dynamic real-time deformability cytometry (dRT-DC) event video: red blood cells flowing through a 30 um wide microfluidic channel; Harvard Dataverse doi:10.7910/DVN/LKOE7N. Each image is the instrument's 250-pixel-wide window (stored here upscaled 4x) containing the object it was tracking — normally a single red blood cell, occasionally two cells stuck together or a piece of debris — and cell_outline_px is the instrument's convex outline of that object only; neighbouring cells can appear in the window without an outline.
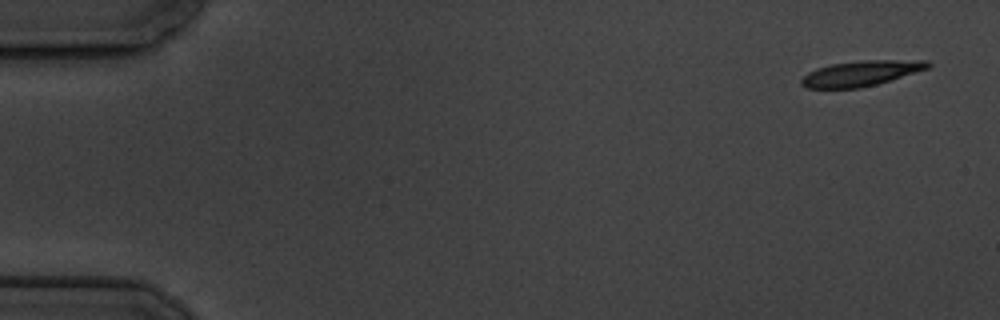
{"species": "common noctule bat (a hibernating species)", "species_latin": "Nyctalus noctula", "temperature_condition": "cold", "stored_images_in_passage": 5, "camera_frame_rate_fps": 3000, "um_per_image_px": 0.085, "animal": {"sex": "male", "body_mass_g": 19.5, "forearm_length_mm": 54.6}, "frame": {"image": 1, "passage_image": 1, "time_ms": 0.0, "image_size_px": [1000, 320], "cell_outline_px": [[932, 64], [928, 68], [876, 84], [860, 88], [804, 88], [800, 84], [800, 80], [808, 72], [816, 68], [832, 64], [864, 60], [928, 60]], "centroid_in_image_um": [73.15, 6.23], "position_along_channel_um": 11.9, "area_um2": 18.55}}
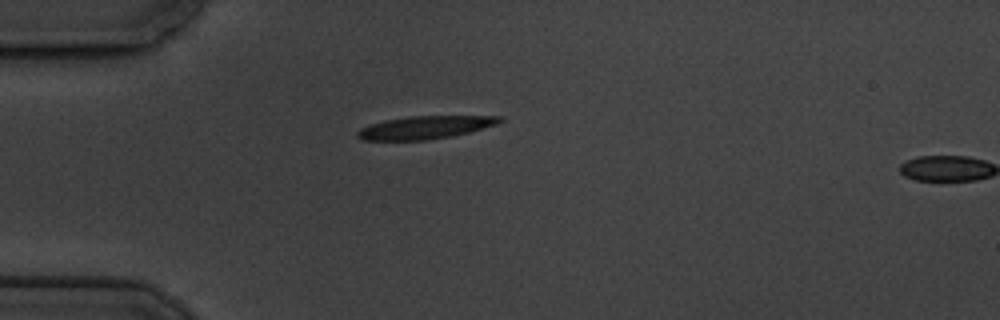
{"frame": {"image": 2, "passage_image": 4, "time_ms": 4.333, "image_size_px": [1000, 320], "cell_outline_px": [[504, 120], [496, 124], [468, 132], [448, 136], [424, 140], [364, 140], [356, 136], [356, 132], [360, 128], [384, 120], [412, 116], [500, 116]], "centroid_in_image_um": [36.09, 10.82], "position_along_channel_um": 48.9, "area_um2": 18.61}}